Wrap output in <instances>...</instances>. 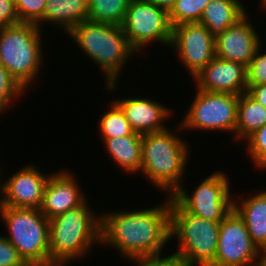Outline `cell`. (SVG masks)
Returning a JSON list of instances; mask_svg holds the SVG:
<instances>
[{"label": "cell", "mask_w": 266, "mask_h": 266, "mask_svg": "<svg viewBox=\"0 0 266 266\" xmlns=\"http://www.w3.org/2000/svg\"><path fill=\"white\" fill-rule=\"evenodd\" d=\"M128 210L100 214V246L116 249L125 260L161 254L171 240L170 196L153 207Z\"/></svg>", "instance_id": "cell-1"}, {"label": "cell", "mask_w": 266, "mask_h": 266, "mask_svg": "<svg viewBox=\"0 0 266 266\" xmlns=\"http://www.w3.org/2000/svg\"><path fill=\"white\" fill-rule=\"evenodd\" d=\"M67 34L100 68L104 74V89L106 87L108 92H115L126 63L131 62L130 59L137 54L122 27L87 19L74 26Z\"/></svg>", "instance_id": "cell-2"}, {"label": "cell", "mask_w": 266, "mask_h": 266, "mask_svg": "<svg viewBox=\"0 0 266 266\" xmlns=\"http://www.w3.org/2000/svg\"><path fill=\"white\" fill-rule=\"evenodd\" d=\"M173 132L166 128L142 134L140 172L165 196L173 195L184 183L191 153L187 141Z\"/></svg>", "instance_id": "cell-3"}, {"label": "cell", "mask_w": 266, "mask_h": 266, "mask_svg": "<svg viewBox=\"0 0 266 266\" xmlns=\"http://www.w3.org/2000/svg\"><path fill=\"white\" fill-rule=\"evenodd\" d=\"M87 200L49 220L50 265H69L100 244L101 215L90 210Z\"/></svg>", "instance_id": "cell-4"}, {"label": "cell", "mask_w": 266, "mask_h": 266, "mask_svg": "<svg viewBox=\"0 0 266 266\" xmlns=\"http://www.w3.org/2000/svg\"><path fill=\"white\" fill-rule=\"evenodd\" d=\"M220 222L186 212L170 196V237L177 240L175 255L184 266H210L218 246Z\"/></svg>", "instance_id": "cell-5"}, {"label": "cell", "mask_w": 266, "mask_h": 266, "mask_svg": "<svg viewBox=\"0 0 266 266\" xmlns=\"http://www.w3.org/2000/svg\"><path fill=\"white\" fill-rule=\"evenodd\" d=\"M41 38L42 30L33 23L0 28V64L25 90L39 78L44 64Z\"/></svg>", "instance_id": "cell-6"}, {"label": "cell", "mask_w": 266, "mask_h": 266, "mask_svg": "<svg viewBox=\"0 0 266 266\" xmlns=\"http://www.w3.org/2000/svg\"><path fill=\"white\" fill-rule=\"evenodd\" d=\"M0 216L25 263L50 265L49 220L40 209L0 206Z\"/></svg>", "instance_id": "cell-7"}, {"label": "cell", "mask_w": 266, "mask_h": 266, "mask_svg": "<svg viewBox=\"0 0 266 266\" xmlns=\"http://www.w3.org/2000/svg\"><path fill=\"white\" fill-rule=\"evenodd\" d=\"M239 95L209 92L196 88V95L188 111L175 127L183 132L219 131L232 132L235 139Z\"/></svg>", "instance_id": "cell-8"}, {"label": "cell", "mask_w": 266, "mask_h": 266, "mask_svg": "<svg viewBox=\"0 0 266 266\" xmlns=\"http://www.w3.org/2000/svg\"><path fill=\"white\" fill-rule=\"evenodd\" d=\"M197 186L189 195L183 183L171 197L186 212L208 221L221 222L234 208L229 177L217 170Z\"/></svg>", "instance_id": "cell-9"}, {"label": "cell", "mask_w": 266, "mask_h": 266, "mask_svg": "<svg viewBox=\"0 0 266 266\" xmlns=\"http://www.w3.org/2000/svg\"><path fill=\"white\" fill-rule=\"evenodd\" d=\"M131 47L136 52L159 42L169 48L172 26L169 13L149 0H131L121 25Z\"/></svg>", "instance_id": "cell-10"}, {"label": "cell", "mask_w": 266, "mask_h": 266, "mask_svg": "<svg viewBox=\"0 0 266 266\" xmlns=\"http://www.w3.org/2000/svg\"><path fill=\"white\" fill-rule=\"evenodd\" d=\"M259 254L244 219L233 208L220 222L217 252L210 266H256Z\"/></svg>", "instance_id": "cell-11"}, {"label": "cell", "mask_w": 266, "mask_h": 266, "mask_svg": "<svg viewBox=\"0 0 266 266\" xmlns=\"http://www.w3.org/2000/svg\"><path fill=\"white\" fill-rule=\"evenodd\" d=\"M169 48L193 78L215 58V36L200 23L180 24L172 27Z\"/></svg>", "instance_id": "cell-12"}, {"label": "cell", "mask_w": 266, "mask_h": 266, "mask_svg": "<svg viewBox=\"0 0 266 266\" xmlns=\"http://www.w3.org/2000/svg\"><path fill=\"white\" fill-rule=\"evenodd\" d=\"M28 163L4 181L0 206L40 209L49 175Z\"/></svg>", "instance_id": "cell-13"}, {"label": "cell", "mask_w": 266, "mask_h": 266, "mask_svg": "<svg viewBox=\"0 0 266 266\" xmlns=\"http://www.w3.org/2000/svg\"><path fill=\"white\" fill-rule=\"evenodd\" d=\"M249 16L248 12L237 23L215 36V57L247 67L262 40Z\"/></svg>", "instance_id": "cell-14"}, {"label": "cell", "mask_w": 266, "mask_h": 266, "mask_svg": "<svg viewBox=\"0 0 266 266\" xmlns=\"http://www.w3.org/2000/svg\"><path fill=\"white\" fill-rule=\"evenodd\" d=\"M197 89L240 95L247 92L246 66L215 57L193 78Z\"/></svg>", "instance_id": "cell-15"}, {"label": "cell", "mask_w": 266, "mask_h": 266, "mask_svg": "<svg viewBox=\"0 0 266 266\" xmlns=\"http://www.w3.org/2000/svg\"><path fill=\"white\" fill-rule=\"evenodd\" d=\"M69 171L70 169L66 171L61 169L49 173L40 207V211L48 220L78 207L87 199L86 193L78 184L77 177Z\"/></svg>", "instance_id": "cell-16"}, {"label": "cell", "mask_w": 266, "mask_h": 266, "mask_svg": "<svg viewBox=\"0 0 266 266\" xmlns=\"http://www.w3.org/2000/svg\"><path fill=\"white\" fill-rule=\"evenodd\" d=\"M124 112L134 132L146 134L162 131L169 126L165 122L170 118L172 108L147 97H133L113 100ZM166 124V125H165Z\"/></svg>", "instance_id": "cell-17"}, {"label": "cell", "mask_w": 266, "mask_h": 266, "mask_svg": "<svg viewBox=\"0 0 266 266\" xmlns=\"http://www.w3.org/2000/svg\"><path fill=\"white\" fill-rule=\"evenodd\" d=\"M234 198V209L244 219L248 232L258 248H266V190L252 192L246 198ZM239 197V198H238ZM242 197V198H241ZM239 199V200H237Z\"/></svg>", "instance_id": "cell-18"}, {"label": "cell", "mask_w": 266, "mask_h": 266, "mask_svg": "<svg viewBox=\"0 0 266 266\" xmlns=\"http://www.w3.org/2000/svg\"><path fill=\"white\" fill-rule=\"evenodd\" d=\"M89 0H46L42 23L55 25L68 33L74 26L88 19ZM41 25V26H40Z\"/></svg>", "instance_id": "cell-19"}, {"label": "cell", "mask_w": 266, "mask_h": 266, "mask_svg": "<svg viewBox=\"0 0 266 266\" xmlns=\"http://www.w3.org/2000/svg\"><path fill=\"white\" fill-rule=\"evenodd\" d=\"M110 158L124 173L138 174L141 170L142 135L134 132L130 136L102 138Z\"/></svg>", "instance_id": "cell-20"}, {"label": "cell", "mask_w": 266, "mask_h": 266, "mask_svg": "<svg viewBox=\"0 0 266 266\" xmlns=\"http://www.w3.org/2000/svg\"><path fill=\"white\" fill-rule=\"evenodd\" d=\"M243 5L241 0H211L205 7L199 23L216 36L248 13Z\"/></svg>", "instance_id": "cell-21"}, {"label": "cell", "mask_w": 266, "mask_h": 266, "mask_svg": "<svg viewBox=\"0 0 266 266\" xmlns=\"http://www.w3.org/2000/svg\"><path fill=\"white\" fill-rule=\"evenodd\" d=\"M266 124V108L247 92L239 95L235 141H244ZM237 139V140H236Z\"/></svg>", "instance_id": "cell-22"}, {"label": "cell", "mask_w": 266, "mask_h": 266, "mask_svg": "<svg viewBox=\"0 0 266 266\" xmlns=\"http://www.w3.org/2000/svg\"><path fill=\"white\" fill-rule=\"evenodd\" d=\"M131 0H89L88 20L122 25Z\"/></svg>", "instance_id": "cell-23"}, {"label": "cell", "mask_w": 266, "mask_h": 266, "mask_svg": "<svg viewBox=\"0 0 266 266\" xmlns=\"http://www.w3.org/2000/svg\"><path fill=\"white\" fill-rule=\"evenodd\" d=\"M109 103L108 111L99 117L97 123L101 138L125 137L133 134L134 131L122 109L114 101Z\"/></svg>", "instance_id": "cell-24"}, {"label": "cell", "mask_w": 266, "mask_h": 266, "mask_svg": "<svg viewBox=\"0 0 266 266\" xmlns=\"http://www.w3.org/2000/svg\"><path fill=\"white\" fill-rule=\"evenodd\" d=\"M211 0H177L169 12L172 27L184 23H199L207 4Z\"/></svg>", "instance_id": "cell-25"}, {"label": "cell", "mask_w": 266, "mask_h": 266, "mask_svg": "<svg viewBox=\"0 0 266 266\" xmlns=\"http://www.w3.org/2000/svg\"><path fill=\"white\" fill-rule=\"evenodd\" d=\"M25 91L8 70L0 64V115L5 113L16 99L18 101L19 98L26 95Z\"/></svg>", "instance_id": "cell-26"}, {"label": "cell", "mask_w": 266, "mask_h": 266, "mask_svg": "<svg viewBox=\"0 0 266 266\" xmlns=\"http://www.w3.org/2000/svg\"><path fill=\"white\" fill-rule=\"evenodd\" d=\"M244 142L246 152L256 170H266V124L251 134Z\"/></svg>", "instance_id": "cell-27"}, {"label": "cell", "mask_w": 266, "mask_h": 266, "mask_svg": "<svg viewBox=\"0 0 266 266\" xmlns=\"http://www.w3.org/2000/svg\"><path fill=\"white\" fill-rule=\"evenodd\" d=\"M20 23L38 25L42 21L46 0H14Z\"/></svg>", "instance_id": "cell-28"}, {"label": "cell", "mask_w": 266, "mask_h": 266, "mask_svg": "<svg viewBox=\"0 0 266 266\" xmlns=\"http://www.w3.org/2000/svg\"><path fill=\"white\" fill-rule=\"evenodd\" d=\"M262 41L255 56L246 67L247 85H260L266 83V51H262Z\"/></svg>", "instance_id": "cell-29"}, {"label": "cell", "mask_w": 266, "mask_h": 266, "mask_svg": "<svg viewBox=\"0 0 266 266\" xmlns=\"http://www.w3.org/2000/svg\"><path fill=\"white\" fill-rule=\"evenodd\" d=\"M127 259V262L129 263L130 260L133 266H184L175 253L165 257L161 253L158 255L136 256Z\"/></svg>", "instance_id": "cell-30"}, {"label": "cell", "mask_w": 266, "mask_h": 266, "mask_svg": "<svg viewBox=\"0 0 266 266\" xmlns=\"http://www.w3.org/2000/svg\"><path fill=\"white\" fill-rule=\"evenodd\" d=\"M25 264L10 241L4 235L0 236V266H24Z\"/></svg>", "instance_id": "cell-31"}, {"label": "cell", "mask_w": 266, "mask_h": 266, "mask_svg": "<svg viewBox=\"0 0 266 266\" xmlns=\"http://www.w3.org/2000/svg\"><path fill=\"white\" fill-rule=\"evenodd\" d=\"M14 0H0V28L19 24Z\"/></svg>", "instance_id": "cell-32"}, {"label": "cell", "mask_w": 266, "mask_h": 266, "mask_svg": "<svg viewBox=\"0 0 266 266\" xmlns=\"http://www.w3.org/2000/svg\"><path fill=\"white\" fill-rule=\"evenodd\" d=\"M247 93L266 108V83L247 85Z\"/></svg>", "instance_id": "cell-33"}, {"label": "cell", "mask_w": 266, "mask_h": 266, "mask_svg": "<svg viewBox=\"0 0 266 266\" xmlns=\"http://www.w3.org/2000/svg\"><path fill=\"white\" fill-rule=\"evenodd\" d=\"M157 5L159 8L166 10L168 13L174 7L177 0H149Z\"/></svg>", "instance_id": "cell-34"}, {"label": "cell", "mask_w": 266, "mask_h": 266, "mask_svg": "<svg viewBox=\"0 0 266 266\" xmlns=\"http://www.w3.org/2000/svg\"><path fill=\"white\" fill-rule=\"evenodd\" d=\"M256 266H266V248L260 250L259 258Z\"/></svg>", "instance_id": "cell-35"}, {"label": "cell", "mask_w": 266, "mask_h": 266, "mask_svg": "<svg viewBox=\"0 0 266 266\" xmlns=\"http://www.w3.org/2000/svg\"><path fill=\"white\" fill-rule=\"evenodd\" d=\"M0 170H2L1 167H0ZM0 174H1V171H0ZM3 190H4V182L0 180V199L3 194Z\"/></svg>", "instance_id": "cell-36"}, {"label": "cell", "mask_w": 266, "mask_h": 266, "mask_svg": "<svg viewBox=\"0 0 266 266\" xmlns=\"http://www.w3.org/2000/svg\"><path fill=\"white\" fill-rule=\"evenodd\" d=\"M259 8L261 7V10L265 8V11H266V0H259Z\"/></svg>", "instance_id": "cell-37"}, {"label": "cell", "mask_w": 266, "mask_h": 266, "mask_svg": "<svg viewBox=\"0 0 266 266\" xmlns=\"http://www.w3.org/2000/svg\"><path fill=\"white\" fill-rule=\"evenodd\" d=\"M24 266H53V265H42V264H25Z\"/></svg>", "instance_id": "cell-38"}]
</instances>
